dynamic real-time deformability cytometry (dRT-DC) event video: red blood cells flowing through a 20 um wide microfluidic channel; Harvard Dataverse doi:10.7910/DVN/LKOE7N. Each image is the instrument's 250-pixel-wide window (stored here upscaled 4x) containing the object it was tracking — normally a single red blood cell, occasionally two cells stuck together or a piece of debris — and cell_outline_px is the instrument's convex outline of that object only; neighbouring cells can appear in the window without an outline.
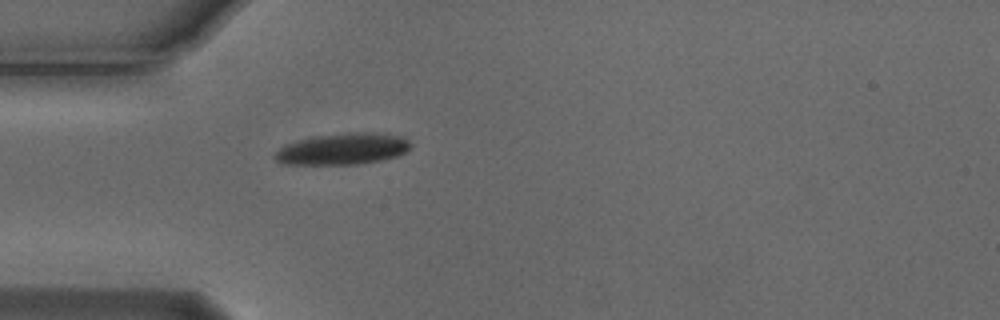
{"species": "Egyptian fruit bat (a non-hibernating species)", "species_latin": "Rousettus aegyptiacus", "temperature_condition": "cold", "stored_images_in_passage": 36, "camera_frame_rate_fps": 3000, "um_per_image_px": 0.085, "animal": {"sex": "male"}, "frame": {"image": 1, "passage_image": 1, "time_ms": 0.0, "image_size_px": [1000, 320], "cell_outline_px": [[412, 144], [404, 152], [396, 156], [380, 160], [356, 164], [284, 164], [276, 160], [272, 156], [284, 144], [316, 136], [348, 132], [388, 132], [404, 136]], "centroid_in_image_um": [29.16, 12.63], "position_along_channel_um": 55.8, "area_um2": 24.97}}
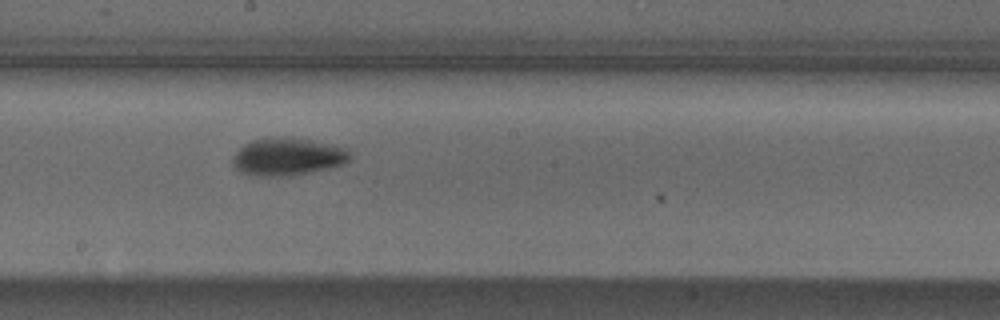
{"frame": {"image": 2, "passage_image": 15, "time_ms": 4.667, "image_size_px": [1000, 320], "cell_outline_px": [[352, 156], [344, 164], [308, 172], [288, 176], [252, 176], [240, 172], [232, 164], [232, 156], [244, 144], [252, 140], [284, 136], [288, 136], [348, 148]], "centroid_in_image_um": [24.42, 13.32], "position_along_channel_um": 223.8, "area_um2": 25.66}}
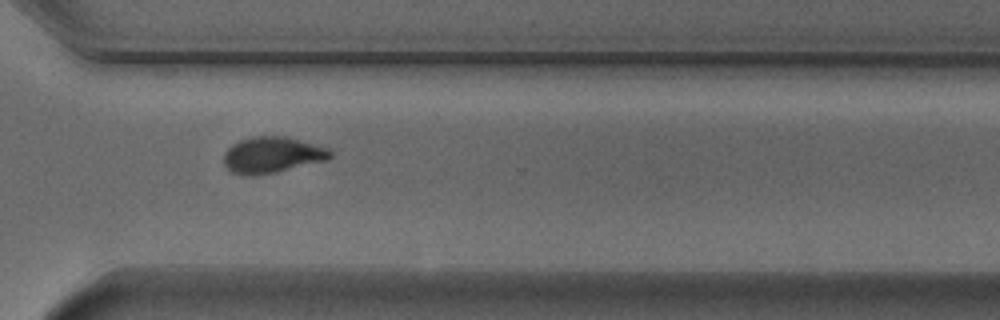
{"frame": {"image": 3, "passage_image": 25, "time_ms": 8.0, "image_size_px": [1000, 320], "cell_outline_px": [[332, 156], [328, 160], [276, 172], [252, 176], [248, 176], [232, 172], [224, 164], [224, 152], [232, 144], [240, 140], [252, 136], [284, 136], [300, 140], [328, 148], [332, 152]], "centroid_in_image_um": [23.13, 13.17], "position_along_channel_um": 347.5, "area_um2": 22.43}, "authors_computed_cell_mechanics": {"area_um2": 23.5246, "velocity_mm_per_s": 3.7119, "shape_relaxation_time_tau1_ms": 3.3709, "shape_relaxation_time_tau2_ms": 8.8574, "deformation_change_tau1": 0.1414, "deformation_change_tau2": 0.148}}